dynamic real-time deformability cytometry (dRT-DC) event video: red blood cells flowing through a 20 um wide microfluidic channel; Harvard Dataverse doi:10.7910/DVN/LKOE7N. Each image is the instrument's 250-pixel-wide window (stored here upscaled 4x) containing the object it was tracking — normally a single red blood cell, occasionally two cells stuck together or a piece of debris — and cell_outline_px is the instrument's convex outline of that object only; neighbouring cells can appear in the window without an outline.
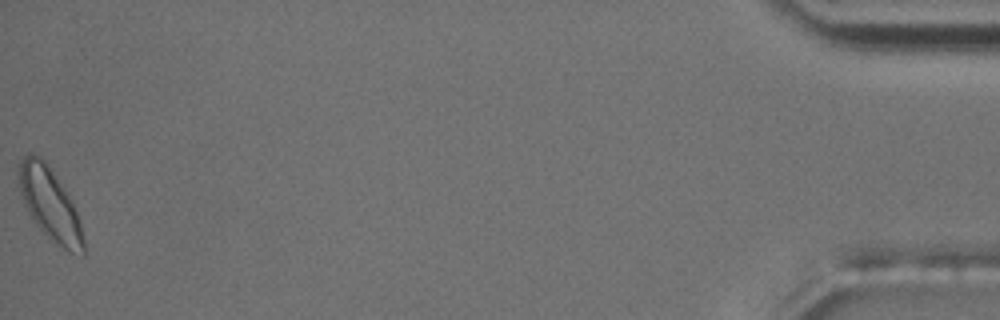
{"species": "common noctule bat (a hibernating species)", "species_latin": "Nyctalus noctula", "temperature_condition": "room temperature", "stored_images_in_passage": 47, "camera_frame_rate_fps": 3000, "um_per_image_px": 0.085, "animal": {"sex": "male", "body_mass_g": 17.5, "forearm_length_mm": 52.3}, "frame": {"image": 1, "passage_image": 47, "time_ms": 15.333, "image_size_px": [1000, 320], "cell_outline_px": [[84, 256], [68, 252], [56, 244], [36, 224], [24, 204], [20, 192], [20, 160], [28, 152], [32, 152], [40, 156], [44, 160], [64, 188], [80, 220], [84, 240]], "centroid_in_image_um": [4.26, 17.37], "position_along_channel_um": 430.9, "area_um2": 26.7}, "authors_computed_cell_mechanics": {"area_um2": 19.941, "velocity_mm_per_s": 3.6896, "shape_relaxation_time_tau1_ms": 4.523, "shape_relaxation_time_tau2_ms": 2.3851, "deformation_change_tau1": 0.0921, "deformation_change_tau2": 0.0739}}